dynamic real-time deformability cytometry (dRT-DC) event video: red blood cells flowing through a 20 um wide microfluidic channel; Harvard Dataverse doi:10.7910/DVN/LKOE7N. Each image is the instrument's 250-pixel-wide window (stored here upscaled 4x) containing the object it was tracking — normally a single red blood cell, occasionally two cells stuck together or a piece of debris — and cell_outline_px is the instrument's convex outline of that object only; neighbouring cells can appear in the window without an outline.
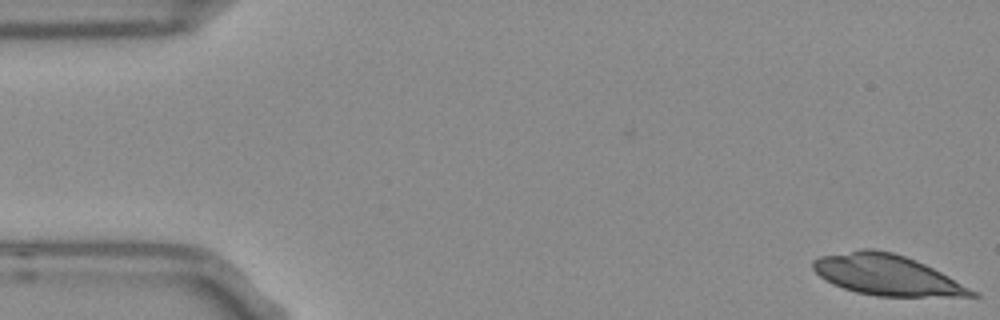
{"species": "Egyptian fruit bat (a non-hibernating species)", "species_latin": "Rousettus aegyptiacus", "temperature_condition": "room temperature", "stored_images_in_passage": 9, "camera_frame_rate_fps": 3000, "um_per_image_px": 0.085, "frame": {"image": 1, "passage_image": 1, "time_ms": 0.0, "image_size_px": [1000, 320], "cell_outline_px": [[980, 296], [876, 296], [856, 292], [832, 284], [820, 276], [812, 268], [812, 260], [820, 256], [864, 248], [872, 248], [892, 252], [916, 260], [980, 292]], "centroid_in_image_um": [75.37, 23.37], "position_along_channel_um": 9.6, "area_um2": 37.34}}